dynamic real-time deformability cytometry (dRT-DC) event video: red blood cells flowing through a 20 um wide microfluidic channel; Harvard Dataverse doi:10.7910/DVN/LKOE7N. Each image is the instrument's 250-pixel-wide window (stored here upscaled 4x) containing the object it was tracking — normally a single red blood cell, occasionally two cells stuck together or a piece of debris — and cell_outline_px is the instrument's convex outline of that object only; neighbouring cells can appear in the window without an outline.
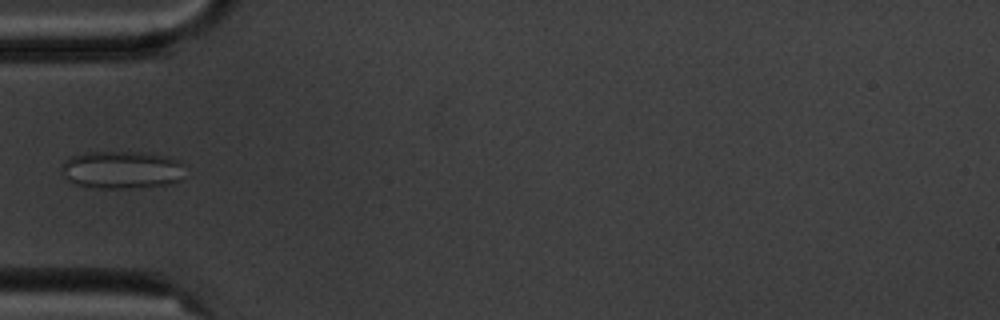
{"species": "common noctule bat (a hibernating species)", "species_latin": "Nyctalus noctula", "temperature_condition": "cold", "stored_images_in_passage": 7, "camera_frame_rate_fps": 3000, "um_per_image_px": 0.085, "animal": {"sex": "male", "body_mass_g": 20.1, "forearm_length_mm": 53.5}, "frame": {"image": 1, "passage_image": 3, "time_ms": 2.333, "image_size_px": [1000, 320], "cell_outline_px": [[184, 164], [180, 180], [172, 184], [140, 188], [96, 188], [76, 184], [68, 180], [60, 172], [60, 168], [64, 160], [72, 156], [84, 152], [148, 152], [168, 156], [180, 160]], "centroid_in_image_um": [10.36, 14.43], "position_along_channel_um": 74.6, "area_um2": 27.69}}
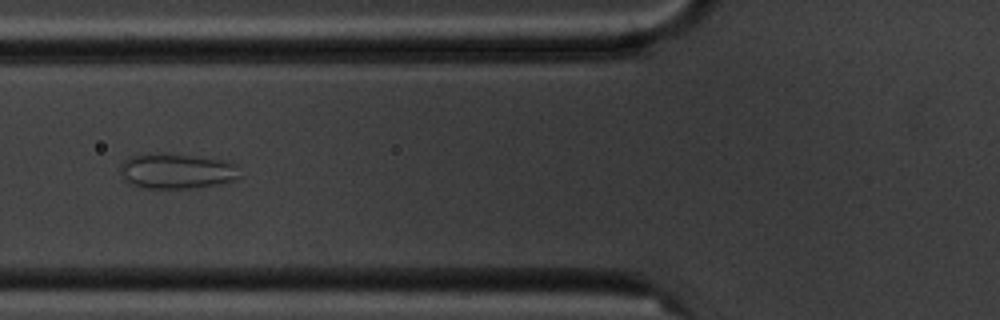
{"frame": {"image": 2, "passage_image": 4, "time_ms": 3.333, "image_size_px": [1000, 320], "cell_outline_px": [[244, 176], [232, 180], [216, 184], [188, 188], [140, 188], [128, 184], [120, 176], [120, 164], [128, 156], [140, 152], [160, 152], [196, 156], [228, 160], [236, 164]], "centroid_in_image_um": [14.96, 14.51], "position_along_channel_um": 110.8, "area_um2": 25.49}}